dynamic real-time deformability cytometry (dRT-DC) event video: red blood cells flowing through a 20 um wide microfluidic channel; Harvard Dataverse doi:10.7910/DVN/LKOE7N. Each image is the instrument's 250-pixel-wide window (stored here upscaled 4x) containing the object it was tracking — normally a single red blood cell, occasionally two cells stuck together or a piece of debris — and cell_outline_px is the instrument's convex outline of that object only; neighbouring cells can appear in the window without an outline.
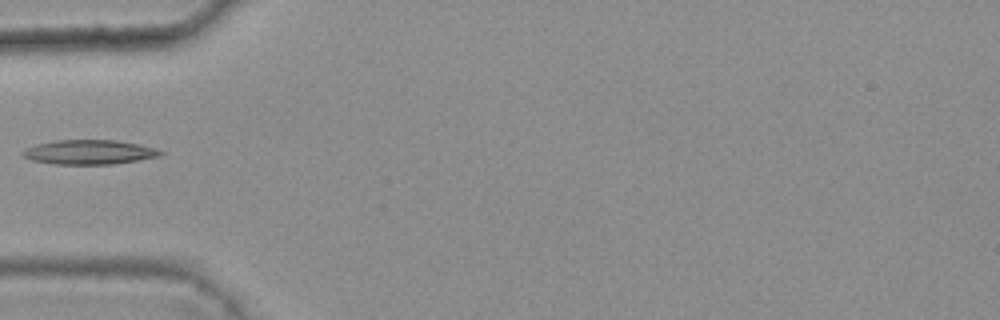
{"species": "common noctule bat (a hibernating species)", "species_latin": "Nyctalus noctula", "temperature_condition": "warm", "stored_images_in_passage": 4, "camera_frame_rate_fps": 3000, "um_per_image_px": 0.085, "animal": {"sex": "female", "body_mass_g": 25.1}, "frame": {"image": 1, "passage_image": 4, "time_ms": 1.0, "image_size_px": [1000, 320], "cell_outline_px": [[164, 152], [160, 156], [112, 164], [52, 164], [32, 160], [24, 156], [20, 152], [36, 144], [56, 140], [116, 140], [136, 144], [152, 148]], "centroid_in_image_um": [7.53, 12.93], "position_along_channel_um": 77.5, "area_um2": 19.31}}